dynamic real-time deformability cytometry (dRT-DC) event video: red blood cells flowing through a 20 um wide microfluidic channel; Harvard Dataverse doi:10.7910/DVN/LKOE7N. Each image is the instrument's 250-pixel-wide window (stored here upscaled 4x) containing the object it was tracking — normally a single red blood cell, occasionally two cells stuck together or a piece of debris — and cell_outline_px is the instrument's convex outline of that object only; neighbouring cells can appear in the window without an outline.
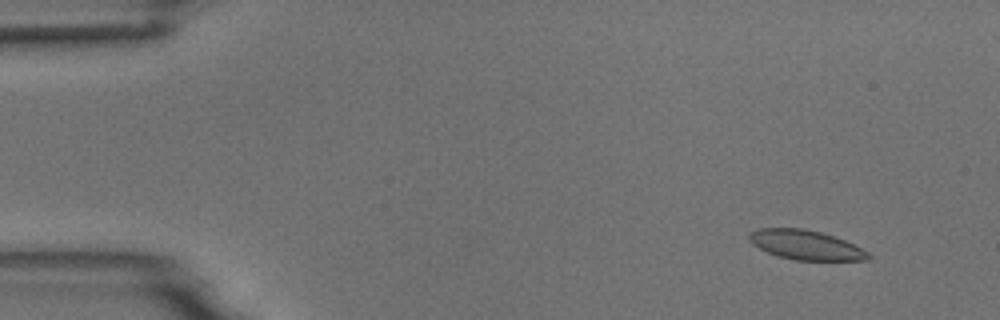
{"species": "common noctule bat (a hibernating species)", "species_latin": "Nyctalus noctula", "temperature_condition": "room temperature", "stored_images_in_passage": 5, "camera_frame_rate_fps": 3000, "um_per_image_px": 0.085, "animal": {"sex": "male", "body_mass_g": 18.8}, "frame": {"image": 1, "passage_image": 2, "time_ms": 1.0, "image_size_px": [1000, 320], "cell_outline_px": [[872, 260], [792, 260], [776, 256], [752, 244], [748, 240], [748, 236], [752, 232], [760, 228], [800, 228], [820, 232], [844, 240], [868, 252], [872, 256]], "centroid_in_image_um": [68.48, 20.83], "position_along_channel_um": 16.5, "area_um2": 20.35}}
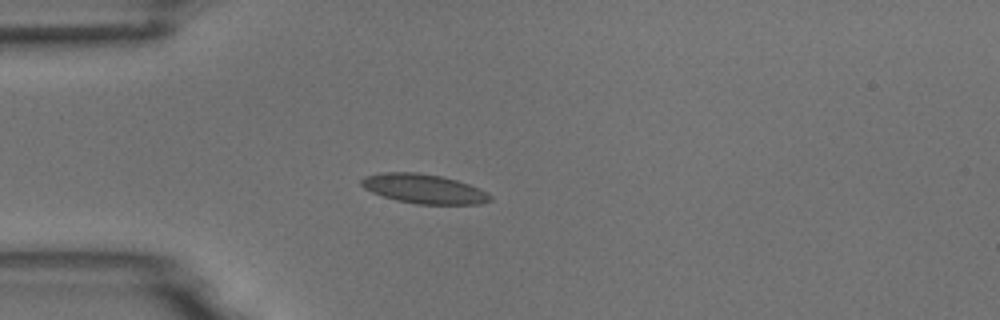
{"frame": {"image": 2, "passage_image": 4, "time_ms": 4.333, "image_size_px": [1000, 320], "cell_outline_px": [[492, 200], [480, 204], [416, 204], [396, 200], [372, 192], [364, 188], [360, 184], [360, 180], [364, 176], [380, 172], [416, 172], [440, 176], [456, 180], [480, 188], [488, 192], [492, 196]], "centroid_in_image_um": [36.03, 16.04], "position_along_channel_um": 49.0, "area_um2": 22.14}}